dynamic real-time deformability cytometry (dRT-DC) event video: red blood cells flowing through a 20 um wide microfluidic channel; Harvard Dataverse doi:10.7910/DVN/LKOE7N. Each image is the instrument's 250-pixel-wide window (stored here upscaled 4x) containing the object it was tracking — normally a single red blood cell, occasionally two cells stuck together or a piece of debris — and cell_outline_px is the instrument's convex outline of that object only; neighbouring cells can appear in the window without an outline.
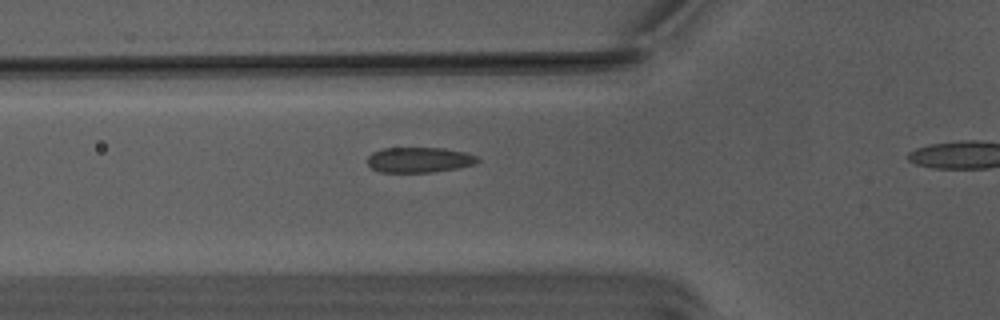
{"species": "Egyptian fruit bat (a non-hibernating species)", "species_latin": "Rousettus aegyptiacus", "temperature_condition": "warm", "stored_images_in_passage": 38, "camera_frame_rate_fps": 3000, "um_per_image_px": 0.085, "animal": {"sex": "male"}, "frame": {"image": 1, "passage_image": 13, "time_ms": 4.0, "image_size_px": [1000, 320], "cell_outline_px": [[480, 160], [472, 164], [456, 168], [432, 172], [380, 172], [372, 168], [368, 164], [368, 156], [372, 152], [380, 148], [444, 148], [464, 152], [476, 156]], "centroid_in_image_um": [35.59, 13.58], "position_along_channel_um": 90.2, "area_um2": 16.13}}
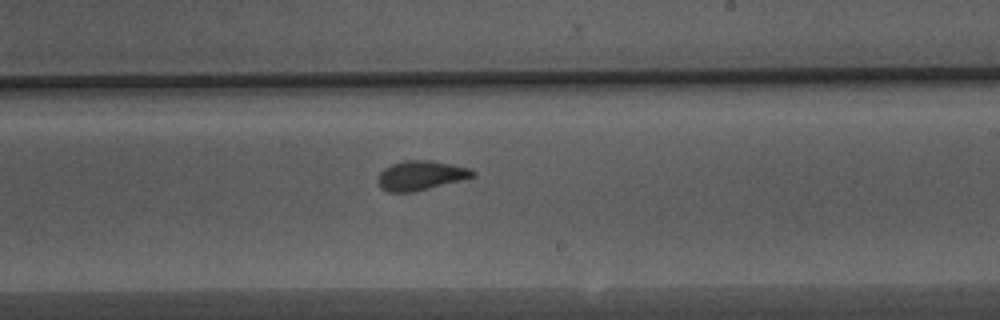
{"frame": {"image": 2, "passage_image": 26, "time_ms": 8.333, "image_size_px": [1000, 320], "cell_outline_px": [[476, 176], [412, 192], [388, 192], [380, 188], [376, 180], [380, 172], [384, 168], [392, 164], [404, 160], [432, 160], [452, 164], [468, 168], [476, 172]], "centroid_in_image_um": [35.72, 14.9], "position_along_channel_um": 253.3, "area_um2": 16.24}}
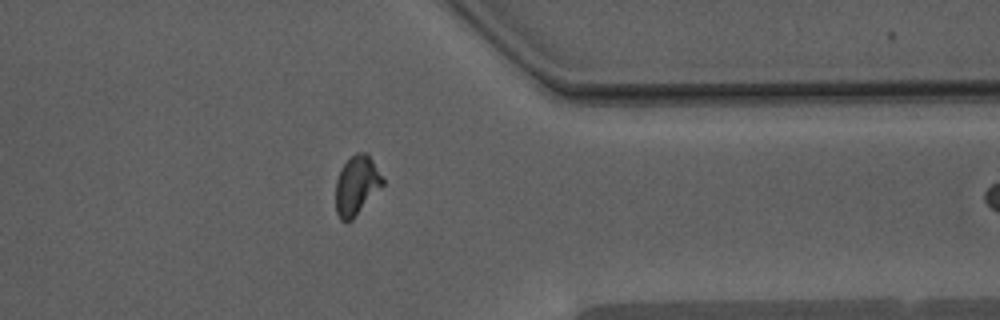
{"frame": {"image": 3, "passage_image": 37, "time_ms": 12.0, "image_size_px": [1000, 320], "cell_outline_px": [[384, 184], [352, 220], [340, 220], [336, 212], [336, 180], [340, 168], [356, 152], [364, 152], [372, 160], [384, 180]], "centroid_in_image_um": [30.3, 15.76], "position_along_channel_um": 381.1, "area_um2": 15.95}}